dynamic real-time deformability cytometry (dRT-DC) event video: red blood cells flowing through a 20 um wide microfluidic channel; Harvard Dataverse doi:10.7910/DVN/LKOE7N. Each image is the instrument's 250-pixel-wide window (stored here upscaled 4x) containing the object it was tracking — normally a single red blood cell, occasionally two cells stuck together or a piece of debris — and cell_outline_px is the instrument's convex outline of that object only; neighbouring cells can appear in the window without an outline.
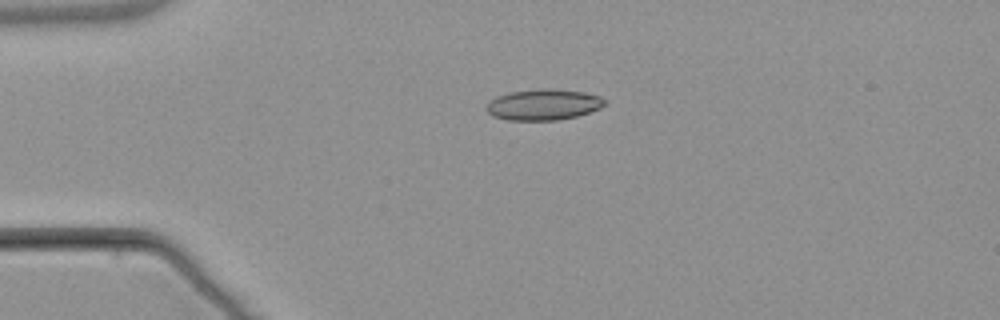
{"species": "common noctule bat (a hibernating species)", "species_latin": "Nyctalus noctula", "temperature_condition": "warm", "stored_images_in_passage": 7, "camera_frame_rate_fps": 3000, "um_per_image_px": 0.085, "animal": {"sex": "male", "body_mass_g": 21.5, "forearm_length_mm": 52.0}, "frame": {"image": 1, "passage_image": 3, "time_ms": 2.333, "image_size_px": [1000, 320], "cell_outline_px": [[608, 100], [600, 108], [576, 116], [556, 120], [508, 120], [492, 116], [484, 108], [496, 96], [508, 92], [540, 88], [548, 88], [584, 92], [600, 96]], "centroid_in_image_um": [46.18, 8.88], "position_along_channel_um": 38.8, "area_um2": 21.39}}
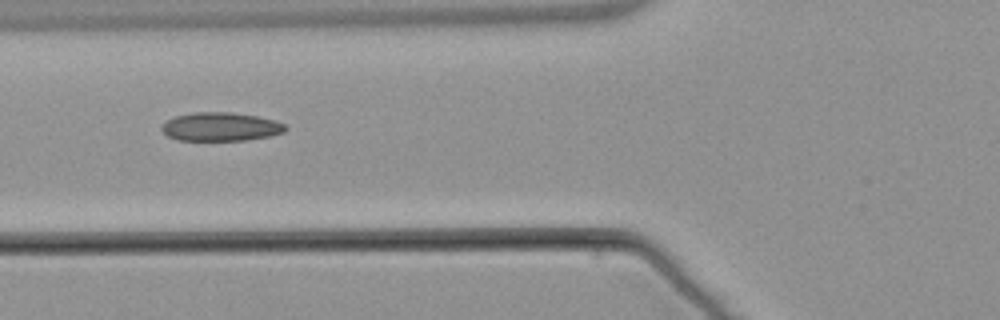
{"frame": {"image": 2, "passage_image": 5, "time_ms": 5.0, "image_size_px": [1000, 320], "cell_outline_px": [[288, 128], [284, 132], [272, 136], [248, 140], [176, 140], [168, 136], [160, 128], [168, 120], [176, 116], [196, 112], [232, 112], [256, 116], [276, 120], [284, 124]], "centroid_in_image_um": [18.8, 10.78], "position_along_channel_um": 107.0, "area_um2": 20.63}}